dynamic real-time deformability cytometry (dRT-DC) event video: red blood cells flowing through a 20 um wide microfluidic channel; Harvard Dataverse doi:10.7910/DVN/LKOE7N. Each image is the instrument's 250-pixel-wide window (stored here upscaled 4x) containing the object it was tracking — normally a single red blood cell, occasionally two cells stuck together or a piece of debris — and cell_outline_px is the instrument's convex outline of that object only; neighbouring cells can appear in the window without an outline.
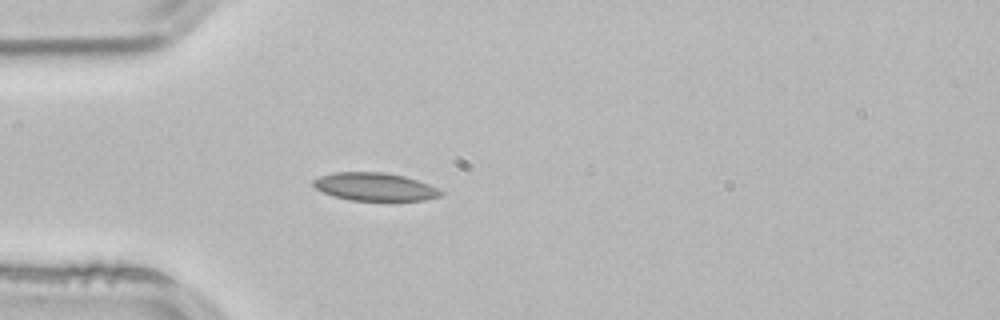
{"species": "common noctule bat (a hibernating species)", "species_latin": "Nyctalus noctula", "temperature_condition": "room temperature", "stored_images_in_passage": 3, "camera_frame_rate_fps": 3000, "um_per_image_px": 0.085, "animal": {"sex": "male", "body_mass_g": 21.5, "forearm_length_mm": 52.0}, "frame": {"image": 1, "passage_image": 3, "time_ms": 0.667, "image_size_px": [1000, 320], "cell_outline_px": [[444, 192], [440, 196], [424, 200], [352, 200], [336, 196], [324, 192], [316, 188], [312, 184], [312, 180], [320, 176], [336, 172], [384, 172], [404, 176], [428, 184]], "centroid_in_image_um": [31.85, 15.86], "position_along_channel_um": 53.1, "area_um2": 20.46}}